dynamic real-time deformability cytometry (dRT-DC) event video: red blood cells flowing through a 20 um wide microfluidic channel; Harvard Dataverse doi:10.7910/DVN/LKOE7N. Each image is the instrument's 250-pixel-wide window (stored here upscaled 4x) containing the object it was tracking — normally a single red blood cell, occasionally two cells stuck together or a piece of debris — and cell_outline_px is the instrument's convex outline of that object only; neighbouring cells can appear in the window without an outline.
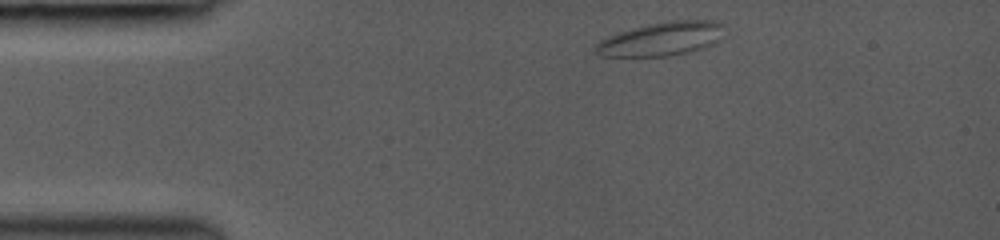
{"species": "common noctule bat (a hibernating species)", "species_latin": "Nyctalus noctula", "temperature_condition": "room temperature", "stored_images_in_passage": 33, "camera_frame_rate_fps": 3000, "um_per_image_px": 0.085, "animal": {"sex": "female", "body_mass_g": 19.0, "forearm_length_mm": 53.3}, "frame": {"image": 1, "passage_image": 1, "time_ms": 0.0, "image_size_px": [1000, 240], "cell_outline_px": [[724, 24], [720, 40], [716, 44], [704, 48], [688, 52], [668, 56], [600, 56], [592, 48], [600, 40], [616, 32], [648, 24], [668, 20], [720, 20]], "centroid_in_image_um": [56.25, 3.29], "position_along_channel_um": 28.7, "area_um2": 25.72}}
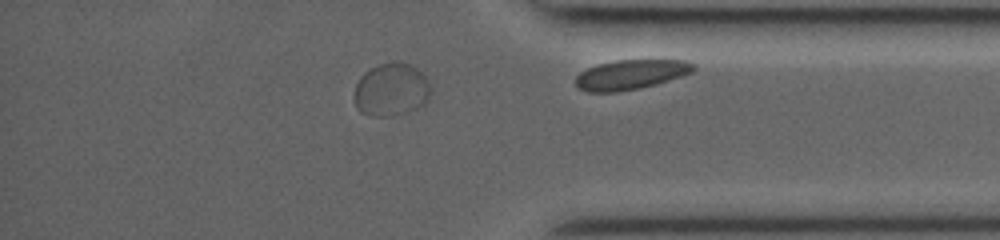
{"frame": {"image": 2, "passage_image": 33, "time_ms": 10.667, "image_size_px": [1000, 240], "cell_outline_px": [[696, 68], [692, 72], [656, 84], [640, 88], [616, 92], [588, 92], [580, 88], [576, 84], [576, 76], [580, 72], [596, 64], [616, 60], [684, 60], [696, 64]], "centroid_in_image_um": [53.61, 6.33], "position_along_channel_um": 381.6, "area_um2": 20.35}}